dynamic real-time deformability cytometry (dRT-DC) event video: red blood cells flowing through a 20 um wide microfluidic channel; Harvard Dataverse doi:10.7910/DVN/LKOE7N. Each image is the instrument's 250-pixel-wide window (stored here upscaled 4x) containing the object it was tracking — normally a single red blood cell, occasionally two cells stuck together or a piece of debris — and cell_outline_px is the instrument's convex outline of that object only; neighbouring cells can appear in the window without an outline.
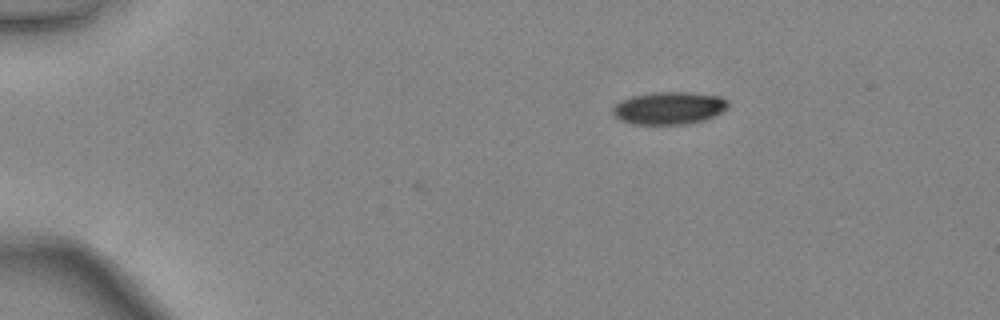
{"species": "common noctule bat (a hibernating species)", "species_latin": "Nyctalus noctula", "temperature_condition": "warm", "stored_images_in_passage": 3, "camera_frame_rate_fps": 3000, "um_per_image_px": 0.085, "animal": {"sex": "female", "body_mass_g": 24.6, "forearm_length_mm": 56.2}, "frame": {"image": 1, "passage_image": 3, "time_ms": 0.667, "image_size_px": [1000, 320], "cell_outline_px": [[728, 108], [716, 116], [704, 120], [688, 124], [632, 124], [620, 120], [612, 112], [612, 108], [620, 100], [632, 96], [656, 92], [688, 92], [724, 96], [728, 100]], "centroid_in_image_um": [56.91, 9.18], "position_along_channel_um": 28.1, "area_um2": 22.14}}